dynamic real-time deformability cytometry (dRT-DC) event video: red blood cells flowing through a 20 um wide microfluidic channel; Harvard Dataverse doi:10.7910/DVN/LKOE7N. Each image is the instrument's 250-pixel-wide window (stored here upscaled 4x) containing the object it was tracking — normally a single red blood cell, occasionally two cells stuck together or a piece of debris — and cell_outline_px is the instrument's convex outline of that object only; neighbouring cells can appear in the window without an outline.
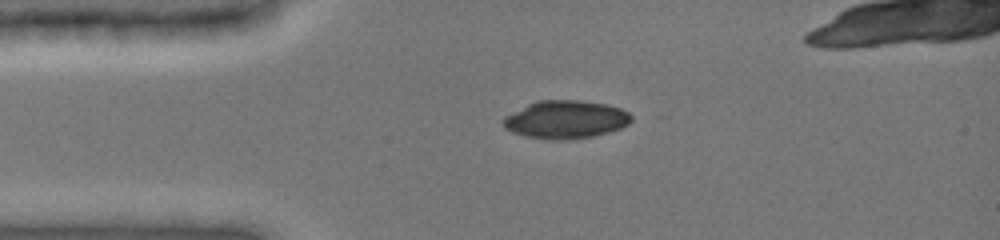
{"species": "common noctule bat (a hibernating species)", "species_latin": "Nyctalus noctula", "temperature_condition": "cold", "stored_images_in_passage": 9, "camera_frame_rate_fps": 3000, "um_per_image_px": 0.085, "animal": {"sex": "female", "body_mass_g": 19.0, "forearm_length_mm": 51.5}, "frame": {"image": 1, "passage_image": 1, "time_ms": 0.0, "image_size_px": [1000, 240], "cell_outline_px": [[632, 120], [628, 124], [620, 128], [592, 136], [564, 140], [552, 140], [524, 136], [512, 132], [504, 128], [500, 124], [500, 120], [504, 116], [536, 100], [580, 100], [604, 104], [620, 108], [628, 112], [632, 116]], "centroid_in_image_um": [48.02, 10.16], "position_along_channel_um": 37.0, "area_um2": 28.5}}